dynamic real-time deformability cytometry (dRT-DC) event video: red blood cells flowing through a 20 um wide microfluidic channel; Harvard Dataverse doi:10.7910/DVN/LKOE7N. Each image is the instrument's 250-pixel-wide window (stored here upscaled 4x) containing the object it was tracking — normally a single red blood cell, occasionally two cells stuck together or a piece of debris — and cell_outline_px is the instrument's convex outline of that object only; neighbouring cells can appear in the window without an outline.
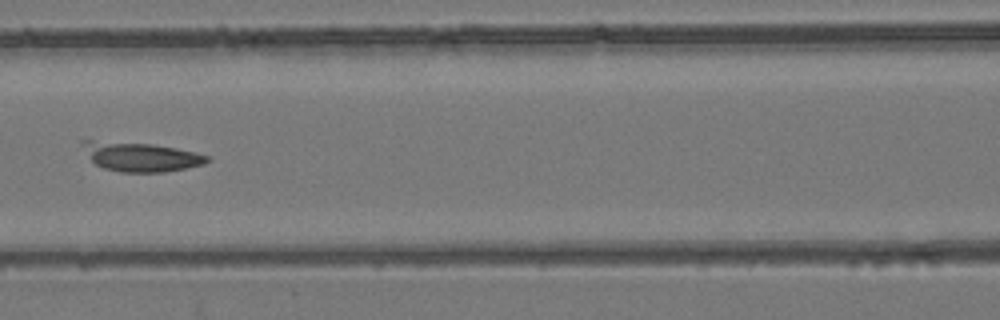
{"species": "common noctule bat (a hibernating species)", "species_latin": "Nyctalus noctula", "temperature_condition": "room temperature", "stored_images_in_passage": 3, "camera_frame_rate_fps": 3000, "um_per_image_px": 0.085, "animal": {"sex": "female", "body_mass_g": 24.6, "forearm_length_mm": 56.2}, "frame": {"image": 1, "passage_image": 3, "time_ms": 0.667, "image_size_px": [1000, 320], "cell_outline_px": [[212, 160], [204, 164], [164, 172], [120, 172], [104, 168], [96, 164], [92, 160], [80, 140], [92, 140], [152, 144], [176, 148], [196, 152], [208, 156]], "centroid_in_image_um": [12.0, 13.32], "position_along_channel_um": 154.6, "area_um2": 20.92}}